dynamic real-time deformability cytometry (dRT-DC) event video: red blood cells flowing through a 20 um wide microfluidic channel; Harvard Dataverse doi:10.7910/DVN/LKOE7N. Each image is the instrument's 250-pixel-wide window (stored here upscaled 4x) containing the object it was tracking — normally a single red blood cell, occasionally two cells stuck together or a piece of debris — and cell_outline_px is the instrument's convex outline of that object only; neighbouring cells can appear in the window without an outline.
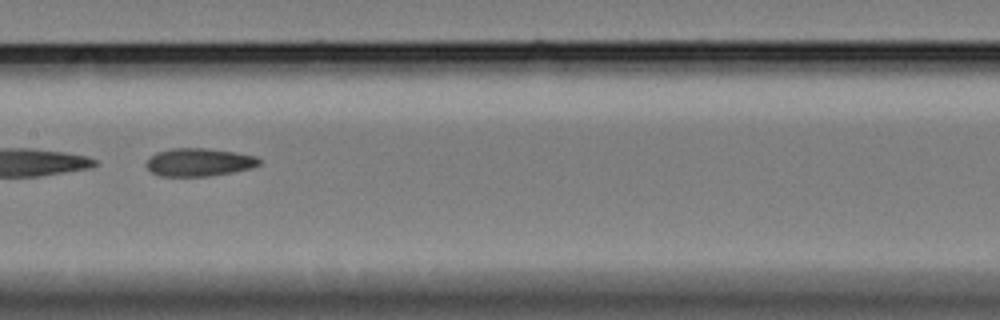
{"species": "Egyptian fruit bat (a non-hibernating species)", "species_latin": "Rousettus aegyptiacus", "temperature_condition": "cold", "stored_images_in_passage": 26, "segment_of_instrument_passage": [2, 2], "camera_frame_rate_fps": 3000, "um_per_image_px": 0.085, "animal": {"sex": "female"}, "frame": {"image": 1, "passage_image": 22, "time_ms": 7.0, "image_size_px": [1000, 320], "cell_outline_px": [[260, 164], [252, 168], [232, 172], [208, 176], [160, 176], [152, 172], [144, 164], [156, 152], [172, 148], [208, 148], [256, 156], [260, 160]], "centroid_in_image_um": [16.9, 13.79], "position_along_channel_um": 190.5, "area_um2": 18.32}}